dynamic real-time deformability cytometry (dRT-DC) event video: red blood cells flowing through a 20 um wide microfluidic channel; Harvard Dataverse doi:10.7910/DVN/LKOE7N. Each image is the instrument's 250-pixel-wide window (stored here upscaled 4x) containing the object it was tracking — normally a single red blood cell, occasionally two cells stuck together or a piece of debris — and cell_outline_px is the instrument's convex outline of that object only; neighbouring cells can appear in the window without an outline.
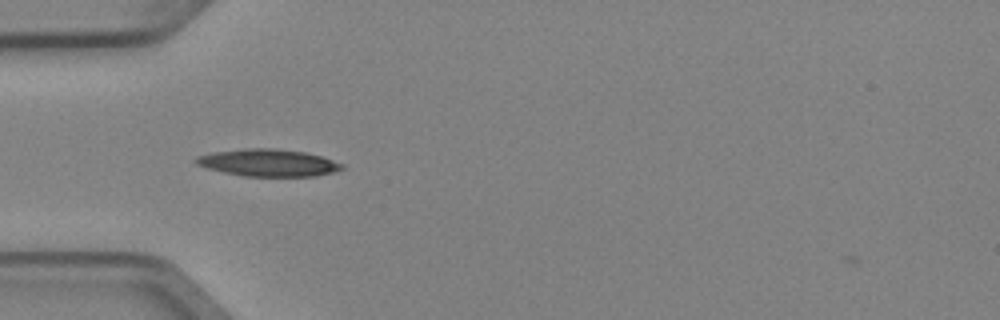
{"species": "Egyptian fruit bat (a non-hibernating species)", "species_latin": "Rousettus aegyptiacus", "temperature_condition": "cold", "stored_images_in_passage": 4, "camera_frame_rate_fps": 3000, "um_per_image_px": 0.085, "animal": {"sex": "female"}, "frame": {"image": 1, "passage_image": 3, "time_ms": 0.667, "image_size_px": [1000, 320], "cell_outline_px": [[344, 168], [332, 172], [312, 176], [244, 176], [224, 172], [208, 168], [196, 164], [192, 160], [196, 156], [212, 152], [244, 148], [276, 148], [304, 152], [320, 156], [344, 164]], "centroid_in_image_um": [22.75, 13.82], "position_along_channel_um": 62.3, "area_um2": 23.06}}
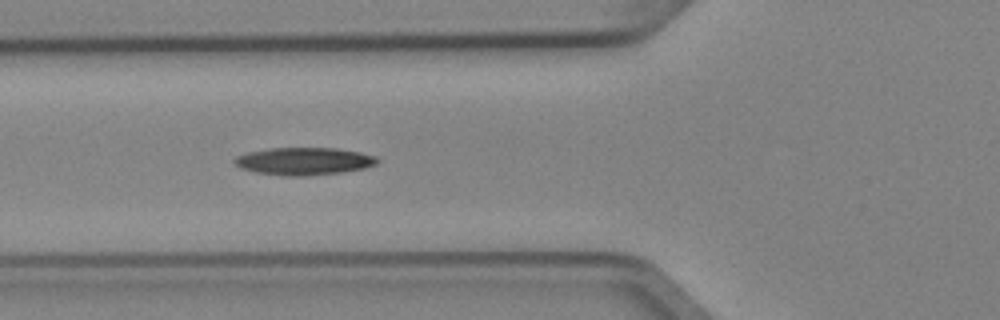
{"frame": {"image": 2, "passage_image": 4, "time_ms": 1.0, "image_size_px": [1000, 320], "cell_outline_px": [[380, 160], [376, 164], [364, 168], [344, 172], [308, 176], [284, 176], [256, 172], [240, 168], [232, 160], [236, 156], [248, 152], [272, 148], [336, 148], [360, 152], [376, 156]], "centroid_in_image_um": [25.85, 13.71], "position_along_channel_um": 100.0, "area_um2": 23.0}}